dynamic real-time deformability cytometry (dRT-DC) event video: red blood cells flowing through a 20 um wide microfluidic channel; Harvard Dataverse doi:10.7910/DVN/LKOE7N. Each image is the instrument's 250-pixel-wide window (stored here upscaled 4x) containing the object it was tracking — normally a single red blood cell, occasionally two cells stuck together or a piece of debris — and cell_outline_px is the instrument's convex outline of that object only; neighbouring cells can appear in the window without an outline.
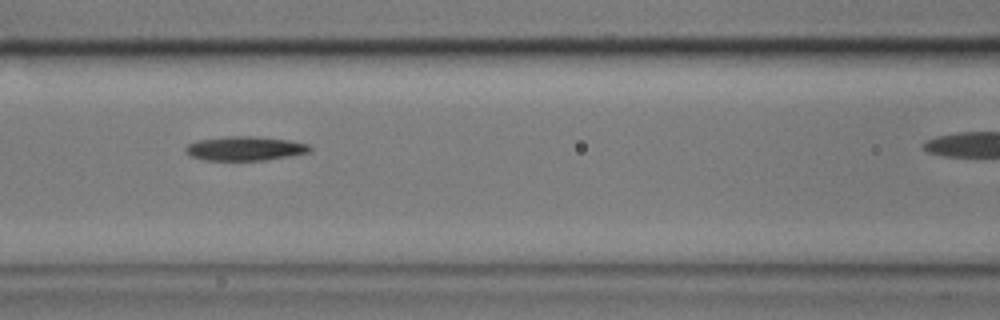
{"species": "common noctule bat (a hibernating species)", "species_latin": "Nyctalus noctula", "temperature_condition": "cold", "stored_images_in_passage": 39, "camera_frame_rate_fps": 3000, "um_per_image_px": 0.085, "animal": {"sex": "male", "body_mass_g": 17.9}, "frame": {"image": 1, "passage_image": 17, "time_ms": 5.333, "image_size_px": [1000, 320], "cell_outline_px": [[312, 148], [308, 152], [288, 156], [264, 160], [204, 160], [192, 156], [184, 152], [184, 148], [188, 144], [196, 140], [224, 136], [256, 136], [288, 140], [308, 144]], "centroid_in_image_um": [20.77, 12.61], "position_along_channel_um": 145.8, "area_um2": 17.51}}
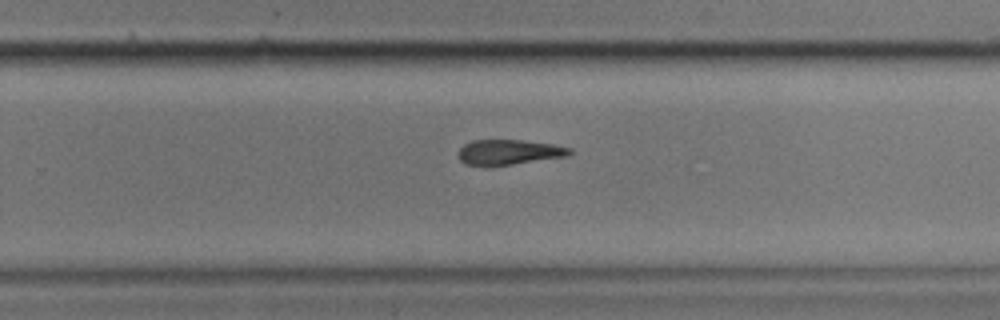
{"frame": {"image": 2, "passage_image": 29, "time_ms": 9.333, "image_size_px": [1000, 320], "cell_outline_px": [[572, 152], [568, 156], [512, 164], [464, 164], [456, 156], [460, 148], [464, 144], [472, 140], [520, 140], [552, 144], [572, 148]], "centroid_in_image_um": [43.26, 12.91], "position_along_channel_um": 286.5, "area_um2": 16.01}}
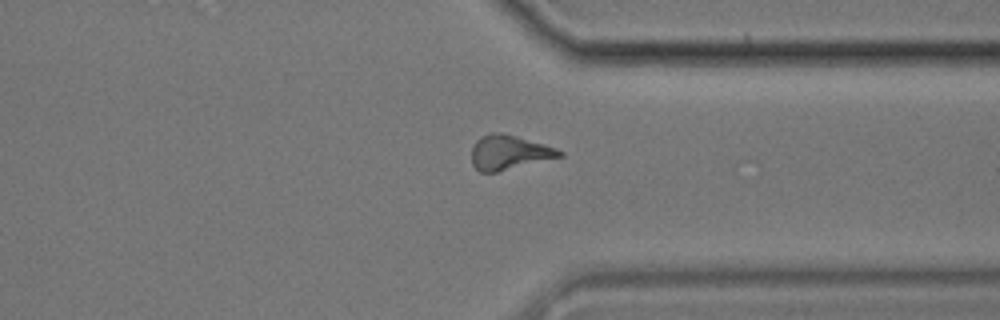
{"frame": {"image": 3, "passage_image": 36, "time_ms": 11.667, "image_size_px": [1000, 320], "cell_outline_px": [[564, 156], [496, 172], [480, 172], [472, 164], [472, 144], [480, 136], [492, 132], [500, 132], [516, 136], [544, 144], [556, 148], [564, 152]], "centroid_in_image_um": [43.26, 12.95], "position_along_channel_um": 368.1, "area_um2": 17.69}}